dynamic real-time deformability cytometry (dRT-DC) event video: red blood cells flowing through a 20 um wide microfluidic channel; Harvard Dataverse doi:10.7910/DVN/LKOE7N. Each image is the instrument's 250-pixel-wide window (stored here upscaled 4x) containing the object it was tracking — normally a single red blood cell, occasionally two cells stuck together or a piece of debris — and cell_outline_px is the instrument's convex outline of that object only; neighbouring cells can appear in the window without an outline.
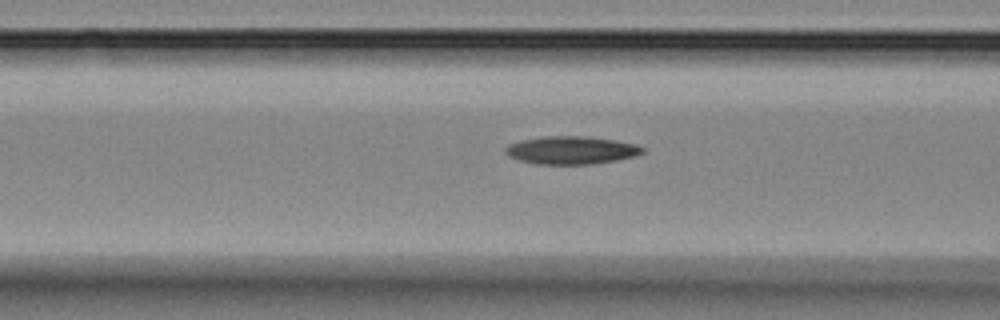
{"species": "Egyptian fruit bat (a non-hibernating species)", "species_latin": "Rousettus aegyptiacus", "temperature_condition": "room temperature", "stored_images_in_passage": 7, "segment_of_instrument_passage": [2, 2], "camera_frame_rate_fps": 3000, "um_per_image_px": 0.085, "animal": {"sex": "female"}, "frame": {"image": 1, "passage_image": 7, "time_ms": 6.667, "image_size_px": [1000, 320], "cell_outline_px": [[644, 152], [632, 156], [592, 164], [536, 164], [520, 160], [508, 156], [504, 152], [504, 148], [508, 144], [524, 140], [544, 136], [588, 136], [616, 140], [636, 144], [644, 148]], "centroid_in_image_um": [48.52, 12.76], "position_along_channel_um": 118.1, "area_um2": 22.14}}